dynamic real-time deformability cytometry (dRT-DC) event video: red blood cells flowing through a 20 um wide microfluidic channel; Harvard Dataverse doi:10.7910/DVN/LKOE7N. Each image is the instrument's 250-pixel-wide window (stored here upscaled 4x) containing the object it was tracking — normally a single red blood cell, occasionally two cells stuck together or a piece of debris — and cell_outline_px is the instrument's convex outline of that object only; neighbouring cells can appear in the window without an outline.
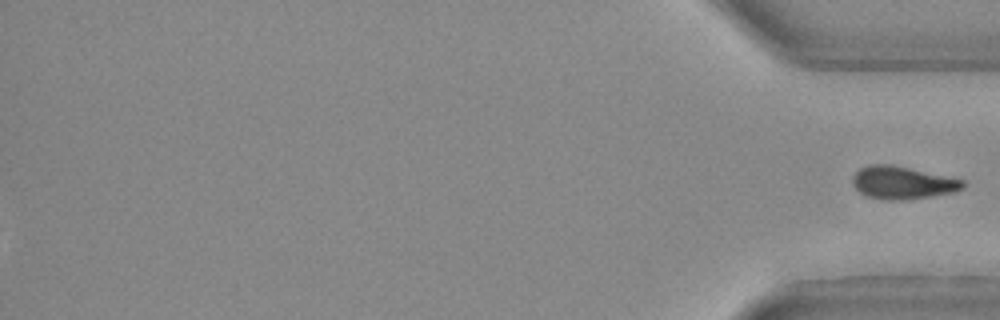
{"species": "Egyptian fruit bat (a non-hibernating species)", "species_latin": "Rousettus aegyptiacus", "temperature_condition": "warm", "stored_images_in_passage": 34, "segment_of_instrument_passage": [2, 2], "camera_frame_rate_fps": 3000, "um_per_image_px": 0.085, "animal": {"sex": "female"}, "frame": {"image": 1, "passage_image": 34, "time_ms": 11.0, "image_size_px": [1000, 320], "cell_outline_px": [[964, 188], [952, 192], [928, 196], [900, 200], [892, 200], [868, 196], [860, 192], [852, 184], [852, 176], [860, 168], [872, 164], [888, 164], [908, 168], [964, 180]], "centroid_in_image_um": [76.67, 15.52], "position_along_channel_um": 358.5, "area_um2": 20.46}}